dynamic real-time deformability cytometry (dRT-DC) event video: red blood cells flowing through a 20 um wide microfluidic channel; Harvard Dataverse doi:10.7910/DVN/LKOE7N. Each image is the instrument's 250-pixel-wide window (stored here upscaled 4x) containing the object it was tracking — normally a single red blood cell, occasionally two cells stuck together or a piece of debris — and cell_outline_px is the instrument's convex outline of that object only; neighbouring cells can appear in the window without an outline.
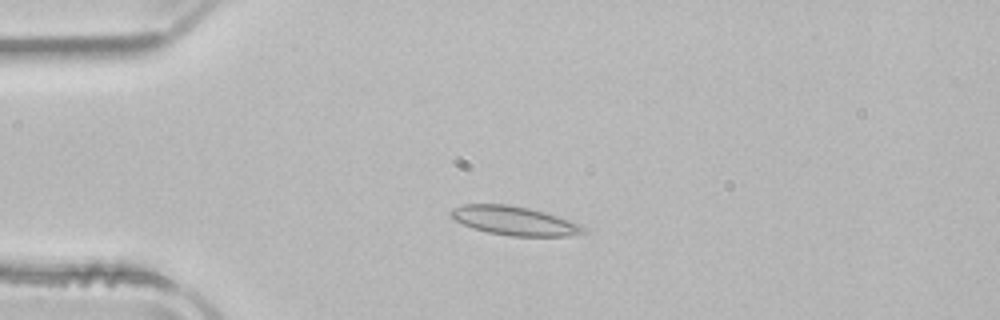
{"species": "common noctule bat (a hibernating species)", "species_latin": "Nyctalus noctula", "temperature_condition": "room temperature", "stored_images_in_passage": 2, "camera_frame_rate_fps": 3000, "um_per_image_px": 0.085, "animal": {"sex": "male", "body_mass_g": 21.5, "forearm_length_mm": 52.0}, "frame": {"image": 1, "passage_image": 2, "time_ms": 0.333, "image_size_px": [1000, 320], "cell_outline_px": [[588, 232], [572, 236], [512, 236], [488, 232], [472, 228], [448, 216], [448, 212], [452, 208], [464, 204], [508, 204], [528, 208], [544, 212], [580, 224], [588, 228]], "centroid_in_image_um": [43.72, 18.77], "position_along_channel_um": 41.3, "area_um2": 22.43}}